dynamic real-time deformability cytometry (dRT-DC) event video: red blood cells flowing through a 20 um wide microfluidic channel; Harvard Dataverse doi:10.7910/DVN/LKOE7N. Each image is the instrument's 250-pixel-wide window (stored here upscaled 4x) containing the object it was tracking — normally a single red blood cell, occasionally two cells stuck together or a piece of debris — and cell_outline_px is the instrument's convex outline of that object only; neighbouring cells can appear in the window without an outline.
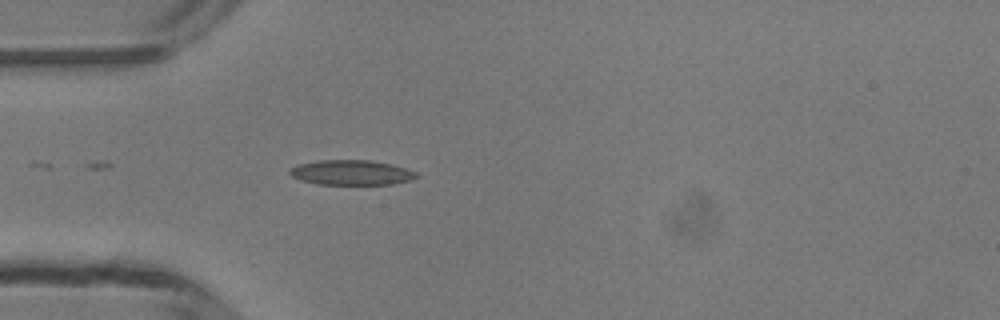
{"species": "common noctule bat (a hibernating species)", "species_latin": "Nyctalus noctula", "temperature_condition": "room temperature", "stored_images_in_passage": 22, "camera_frame_rate_fps": 3000, "um_per_image_px": 0.085, "animal": {"sex": "male", "body_mass_g": 13.3}, "frame": {"image": 1, "passage_image": 13, "time_ms": 4.0, "image_size_px": [1000, 320], "cell_outline_px": [[420, 176], [412, 180], [392, 184], [316, 184], [300, 180], [292, 176], [288, 172], [288, 168], [296, 164], [316, 160], [368, 160], [388, 164], [404, 168], [416, 172]], "centroid_in_image_um": [29.8, 14.66], "position_along_channel_um": 55.2, "area_um2": 18.5}}